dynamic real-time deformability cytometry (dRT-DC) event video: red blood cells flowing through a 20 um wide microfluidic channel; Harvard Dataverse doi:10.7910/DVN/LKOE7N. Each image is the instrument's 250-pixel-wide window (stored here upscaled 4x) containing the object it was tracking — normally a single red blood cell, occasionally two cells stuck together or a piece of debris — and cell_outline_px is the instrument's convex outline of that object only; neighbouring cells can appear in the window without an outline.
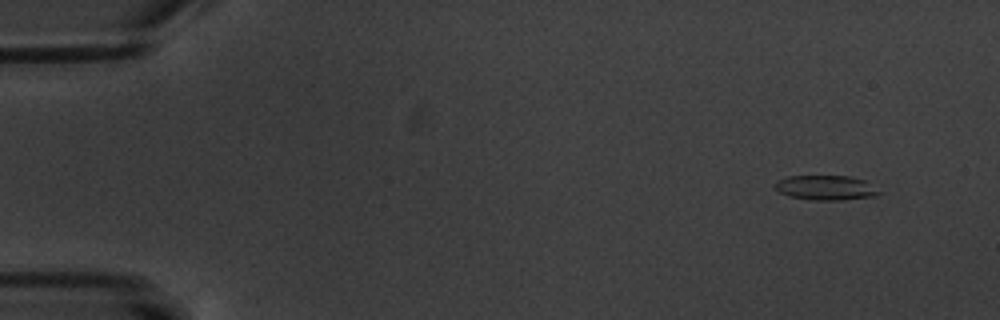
{"species": "common noctule bat (a hibernating species)", "species_latin": "Nyctalus noctula", "temperature_condition": "warm", "stored_images_in_passage": 5, "camera_frame_rate_fps": 3000, "um_per_image_px": 0.085, "animal": {"sex": "male", "body_mass_g": 20.1, "forearm_length_mm": 53.5}, "frame": {"image": 1, "passage_image": 1, "time_ms": 0.0, "image_size_px": [1000, 320], "cell_outline_px": [[880, 192], [876, 196], [844, 200], [808, 200], [788, 196], [780, 192], [772, 184], [776, 180], [788, 176], [848, 176], [864, 180]], "centroid_in_image_um": [70.13, 15.96], "position_along_channel_um": 14.9, "area_um2": 15.03}}
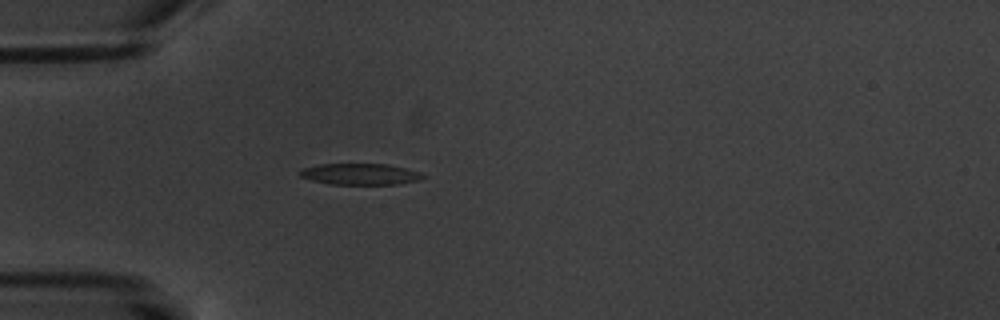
{"frame": {"image": 2, "passage_image": 5, "time_ms": 4.333, "image_size_px": [1000, 320], "cell_outline_px": [[428, 176], [420, 180], [396, 184], [328, 184], [312, 180], [300, 176], [300, 168], [320, 164], [388, 164], [420, 172]], "centroid_in_image_um": [30.63, 14.8], "position_along_channel_um": 54.4, "area_um2": 15.26}}